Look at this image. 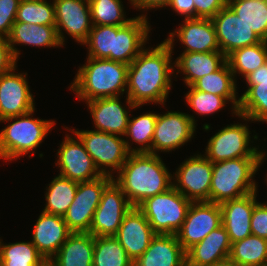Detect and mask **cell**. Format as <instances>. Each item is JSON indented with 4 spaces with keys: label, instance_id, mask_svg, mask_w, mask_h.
<instances>
[{
    "label": "cell",
    "instance_id": "27",
    "mask_svg": "<svg viewBox=\"0 0 267 266\" xmlns=\"http://www.w3.org/2000/svg\"><path fill=\"white\" fill-rule=\"evenodd\" d=\"M226 63V56L221 51L213 52H183L176 58L178 72L181 70L184 83L189 87L198 79L219 70Z\"/></svg>",
    "mask_w": 267,
    "mask_h": 266
},
{
    "label": "cell",
    "instance_id": "18",
    "mask_svg": "<svg viewBox=\"0 0 267 266\" xmlns=\"http://www.w3.org/2000/svg\"><path fill=\"white\" fill-rule=\"evenodd\" d=\"M147 19L142 14L124 26H114V53H110V60L129 65L140 54L151 28Z\"/></svg>",
    "mask_w": 267,
    "mask_h": 266
},
{
    "label": "cell",
    "instance_id": "32",
    "mask_svg": "<svg viewBox=\"0 0 267 266\" xmlns=\"http://www.w3.org/2000/svg\"><path fill=\"white\" fill-rule=\"evenodd\" d=\"M48 186L46 187V204L43 212L64 216L74 200L78 182L58 175Z\"/></svg>",
    "mask_w": 267,
    "mask_h": 266
},
{
    "label": "cell",
    "instance_id": "17",
    "mask_svg": "<svg viewBox=\"0 0 267 266\" xmlns=\"http://www.w3.org/2000/svg\"><path fill=\"white\" fill-rule=\"evenodd\" d=\"M16 67L0 76V120L35 110L27 73H15Z\"/></svg>",
    "mask_w": 267,
    "mask_h": 266
},
{
    "label": "cell",
    "instance_id": "41",
    "mask_svg": "<svg viewBox=\"0 0 267 266\" xmlns=\"http://www.w3.org/2000/svg\"><path fill=\"white\" fill-rule=\"evenodd\" d=\"M190 90L186 93L187 104L200 115H210L221 110L226 102L223 96H218L208 92L196 90L193 86H189Z\"/></svg>",
    "mask_w": 267,
    "mask_h": 266
},
{
    "label": "cell",
    "instance_id": "33",
    "mask_svg": "<svg viewBox=\"0 0 267 266\" xmlns=\"http://www.w3.org/2000/svg\"><path fill=\"white\" fill-rule=\"evenodd\" d=\"M229 257L241 266H267V239L251 234L236 241Z\"/></svg>",
    "mask_w": 267,
    "mask_h": 266
},
{
    "label": "cell",
    "instance_id": "25",
    "mask_svg": "<svg viewBox=\"0 0 267 266\" xmlns=\"http://www.w3.org/2000/svg\"><path fill=\"white\" fill-rule=\"evenodd\" d=\"M134 266H186V251L177 235L156 234Z\"/></svg>",
    "mask_w": 267,
    "mask_h": 266
},
{
    "label": "cell",
    "instance_id": "28",
    "mask_svg": "<svg viewBox=\"0 0 267 266\" xmlns=\"http://www.w3.org/2000/svg\"><path fill=\"white\" fill-rule=\"evenodd\" d=\"M94 236L72 233L48 264L50 266H93Z\"/></svg>",
    "mask_w": 267,
    "mask_h": 266
},
{
    "label": "cell",
    "instance_id": "7",
    "mask_svg": "<svg viewBox=\"0 0 267 266\" xmlns=\"http://www.w3.org/2000/svg\"><path fill=\"white\" fill-rule=\"evenodd\" d=\"M68 130H71L80 138L102 175L114 177L111 172L114 170L118 172L129 154L134 152V148L129 145V140H125L118 135L96 130ZM108 167L110 170L107 171Z\"/></svg>",
    "mask_w": 267,
    "mask_h": 266
},
{
    "label": "cell",
    "instance_id": "22",
    "mask_svg": "<svg viewBox=\"0 0 267 266\" xmlns=\"http://www.w3.org/2000/svg\"><path fill=\"white\" fill-rule=\"evenodd\" d=\"M72 234L63 216L41 212L32 233V244L48 262Z\"/></svg>",
    "mask_w": 267,
    "mask_h": 266
},
{
    "label": "cell",
    "instance_id": "35",
    "mask_svg": "<svg viewBox=\"0 0 267 266\" xmlns=\"http://www.w3.org/2000/svg\"><path fill=\"white\" fill-rule=\"evenodd\" d=\"M47 263L31 241L3 244L0 239V266H45Z\"/></svg>",
    "mask_w": 267,
    "mask_h": 266
},
{
    "label": "cell",
    "instance_id": "26",
    "mask_svg": "<svg viewBox=\"0 0 267 266\" xmlns=\"http://www.w3.org/2000/svg\"><path fill=\"white\" fill-rule=\"evenodd\" d=\"M231 242L221 225L186 251V266H211L230 256Z\"/></svg>",
    "mask_w": 267,
    "mask_h": 266
},
{
    "label": "cell",
    "instance_id": "49",
    "mask_svg": "<svg viewBox=\"0 0 267 266\" xmlns=\"http://www.w3.org/2000/svg\"><path fill=\"white\" fill-rule=\"evenodd\" d=\"M223 3L228 6L231 2L235 1V0H222Z\"/></svg>",
    "mask_w": 267,
    "mask_h": 266
},
{
    "label": "cell",
    "instance_id": "2",
    "mask_svg": "<svg viewBox=\"0 0 267 266\" xmlns=\"http://www.w3.org/2000/svg\"><path fill=\"white\" fill-rule=\"evenodd\" d=\"M113 181L133 207L147 198L166 192L173 186L172 174L158 154L131 152Z\"/></svg>",
    "mask_w": 267,
    "mask_h": 266
},
{
    "label": "cell",
    "instance_id": "21",
    "mask_svg": "<svg viewBox=\"0 0 267 266\" xmlns=\"http://www.w3.org/2000/svg\"><path fill=\"white\" fill-rule=\"evenodd\" d=\"M247 90L240 96L237 115L245 121L267 123V62L246 78Z\"/></svg>",
    "mask_w": 267,
    "mask_h": 266
},
{
    "label": "cell",
    "instance_id": "34",
    "mask_svg": "<svg viewBox=\"0 0 267 266\" xmlns=\"http://www.w3.org/2000/svg\"><path fill=\"white\" fill-rule=\"evenodd\" d=\"M228 6L262 41H267V0H235Z\"/></svg>",
    "mask_w": 267,
    "mask_h": 266
},
{
    "label": "cell",
    "instance_id": "5",
    "mask_svg": "<svg viewBox=\"0 0 267 266\" xmlns=\"http://www.w3.org/2000/svg\"><path fill=\"white\" fill-rule=\"evenodd\" d=\"M34 111L0 120H16L0 131V158L12 161L30 152L34 154L33 150L42 143L55 122L32 118Z\"/></svg>",
    "mask_w": 267,
    "mask_h": 266
},
{
    "label": "cell",
    "instance_id": "9",
    "mask_svg": "<svg viewBox=\"0 0 267 266\" xmlns=\"http://www.w3.org/2000/svg\"><path fill=\"white\" fill-rule=\"evenodd\" d=\"M250 131L245 124H231L219 130L208 141L205 157L212 163L242 157H266L259 147H250Z\"/></svg>",
    "mask_w": 267,
    "mask_h": 266
},
{
    "label": "cell",
    "instance_id": "13",
    "mask_svg": "<svg viewBox=\"0 0 267 266\" xmlns=\"http://www.w3.org/2000/svg\"><path fill=\"white\" fill-rule=\"evenodd\" d=\"M221 225L220 204L209 201L192 202L176 235L182 248L187 251Z\"/></svg>",
    "mask_w": 267,
    "mask_h": 266
},
{
    "label": "cell",
    "instance_id": "48",
    "mask_svg": "<svg viewBox=\"0 0 267 266\" xmlns=\"http://www.w3.org/2000/svg\"><path fill=\"white\" fill-rule=\"evenodd\" d=\"M211 266H241V265L237 264L230 257H228L224 260L216 262L215 264Z\"/></svg>",
    "mask_w": 267,
    "mask_h": 266
},
{
    "label": "cell",
    "instance_id": "14",
    "mask_svg": "<svg viewBox=\"0 0 267 266\" xmlns=\"http://www.w3.org/2000/svg\"><path fill=\"white\" fill-rule=\"evenodd\" d=\"M76 137V140H75ZM66 135L57 152V164L62 177L75 182H86L102 176L80 138Z\"/></svg>",
    "mask_w": 267,
    "mask_h": 266
},
{
    "label": "cell",
    "instance_id": "30",
    "mask_svg": "<svg viewBox=\"0 0 267 266\" xmlns=\"http://www.w3.org/2000/svg\"><path fill=\"white\" fill-rule=\"evenodd\" d=\"M236 81L234 74L226 62L219 70L203 76L192 86L201 92H208L218 96H223L228 102L230 101L233 104L232 111H234V115H237L240 97L236 98Z\"/></svg>",
    "mask_w": 267,
    "mask_h": 266
},
{
    "label": "cell",
    "instance_id": "38",
    "mask_svg": "<svg viewBox=\"0 0 267 266\" xmlns=\"http://www.w3.org/2000/svg\"><path fill=\"white\" fill-rule=\"evenodd\" d=\"M121 0H91L89 1L93 25L124 26L132 20L125 19Z\"/></svg>",
    "mask_w": 267,
    "mask_h": 266
},
{
    "label": "cell",
    "instance_id": "6",
    "mask_svg": "<svg viewBox=\"0 0 267 266\" xmlns=\"http://www.w3.org/2000/svg\"><path fill=\"white\" fill-rule=\"evenodd\" d=\"M191 203L172 186L166 192L147 198L137 208L144 214L155 234L176 235Z\"/></svg>",
    "mask_w": 267,
    "mask_h": 266
},
{
    "label": "cell",
    "instance_id": "24",
    "mask_svg": "<svg viewBox=\"0 0 267 266\" xmlns=\"http://www.w3.org/2000/svg\"><path fill=\"white\" fill-rule=\"evenodd\" d=\"M118 97L98 98L86 102L93 118L96 131L124 136L130 112L121 105Z\"/></svg>",
    "mask_w": 267,
    "mask_h": 266
},
{
    "label": "cell",
    "instance_id": "39",
    "mask_svg": "<svg viewBox=\"0 0 267 266\" xmlns=\"http://www.w3.org/2000/svg\"><path fill=\"white\" fill-rule=\"evenodd\" d=\"M157 120L156 113H144L133 119L129 118L125 136L130 137L133 142L140 144V148L134 149V152L152 153V138Z\"/></svg>",
    "mask_w": 267,
    "mask_h": 266
},
{
    "label": "cell",
    "instance_id": "16",
    "mask_svg": "<svg viewBox=\"0 0 267 266\" xmlns=\"http://www.w3.org/2000/svg\"><path fill=\"white\" fill-rule=\"evenodd\" d=\"M56 17V29L59 40L64 45L66 31L78 43L83 44L88 38L93 24L89 1L86 0H53Z\"/></svg>",
    "mask_w": 267,
    "mask_h": 266
},
{
    "label": "cell",
    "instance_id": "42",
    "mask_svg": "<svg viewBox=\"0 0 267 266\" xmlns=\"http://www.w3.org/2000/svg\"><path fill=\"white\" fill-rule=\"evenodd\" d=\"M21 0H0V37L8 38Z\"/></svg>",
    "mask_w": 267,
    "mask_h": 266
},
{
    "label": "cell",
    "instance_id": "46",
    "mask_svg": "<svg viewBox=\"0 0 267 266\" xmlns=\"http://www.w3.org/2000/svg\"><path fill=\"white\" fill-rule=\"evenodd\" d=\"M168 6L181 16L185 15V19L195 18L193 0H170Z\"/></svg>",
    "mask_w": 267,
    "mask_h": 266
},
{
    "label": "cell",
    "instance_id": "19",
    "mask_svg": "<svg viewBox=\"0 0 267 266\" xmlns=\"http://www.w3.org/2000/svg\"><path fill=\"white\" fill-rule=\"evenodd\" d=\"M155 235L144 214L137 207H132L114 237L134 262L146 251Z\"/></svg>",
    "mask_w": 267,
    "mask_h": 266
},
{
    "label": "cell",
    "instance_id": "37",
    "mask_svg": "<svg viewBox=\"0 0 267 266\" xmlns=\"http://www.w3.org/2000/svg\"><path fill=\"white\" fill-rule=\"evenodd\" d=\"M15 22L56 26L54 3L46 0H21Z\"/></svg>",
    "mask_w": 267,
    "mask_h": 266
},
{
    "label": "cell",
    "instance_id": "36",
    "mask_svg": "<svg viewBox=\"0 0 267 266\" xmlns=\"http://www.w3.org/2000/svg\"><path fill=\"white\" fill-rule=\"evenodd\" d=\"M93 266H134L114 236L94 237Z\"/></svg>",
    "mask_w": 267,
    "mask_h": 266
},
{
    "label": "cell",
    "instance_id": "1",
    "mask_svg": "<svg viewBox=\"0 0 267 266\" xmlns=\"http://www.w3.org/2000/svg\"><path fill=\"white\" fill-rule=\"evenodd\" d=\"M173 48L164 40L154 49H143L129 64L126 89L128 108L136 109L145 103L164 105L172 86Z\"/></svg>",
    "mask_w": 267,
    "mask_h": 266
},
{
    "label": "cell",
    "instance_id": "47",
    "mask_svg": "<svg viewBox=\"0 0 267 266\" xmlns=\"http://www.w3.org/2000/svg\"><path fill=\"white\" fill-rule=\"evenodd\" d=\"M131 5L135 9H142V10H148V9H156L168 6L170 0H130L129 1Z\"/></svg>",
    "mask_w": 267,
    "mask_h": 266
},
{
    "label": "cell",
    "instance_id": "4",
    "mask_svg": "<svg viewBox=\"0 0 267 266\" xmlns=\"http://www.w3.org/2000/svg\"><path fill=\"white\" fill-rule=\"evenodd\" d=\"M264 157H242L213 163L210 202L221 204L257 191L252 177Z\"/></svg>",
    "mask_w": 267,
    "mask_h": 266
},
{
    "label": "cell",
    "instance_id": "3",
    "mask_svg": "<svg viewBox=\"0 0 267 266\" xmlns=\"http://www.w3.org/2000/svg\"><path fill=\"white\" fill-rule=\"evenodd\" d=\"M85 64L79 67L70 85L77 98L89 102L98 98L118 97L126 91L129 65L92 57H87Z\"/></svg>",
    "mask_w": 267,
    "mask_h": 266
},
{
    "label": "cell",
    "instance_id": "12",
    "mask_svg": "<svg viewBox=\"0 0 267 266\" xmlns=\"http://www.w3.org/2000/svg\"><path fill=\"white\" fill-rule=\"evenodd\" d=\"M195 122L193 116L182 112L167 111L164 115L157 114L152 154H157L160 150L172 151L191 140L196 129Z\"/></svg>",
    "mask_w": 267,
    "mask_h": 266
},
{
    "label": "cell",
    "instance_id": "8",
    "mask_svg": "<svg viewBox=\"0 0 267 266\" xmlns=\"http://www.w3.org/2000/svg\"><path fill=\"white\" fill-rule=\"evenodd\" d=\"M113 178L109 175H102L97 179L78 183L74 200L63 216L72 233H89L102 192Z\"/></svg>",
    "mask_w": 267,
    "mask_h": 266
},
{
    "label": "cell",
    "instance_id": "29",
    "mask_svg": "<svg viewBox=\"0 0 267 266\" xmlns=\"http://www.w3.org/2000/svg\"><path fill=\"white\" fill-rule=\"evenodd\" d=\"M7 39L16 60H18L20 55V51L14 47L16 44L33 45L36 47L63 46L59 40L56 26L15 22Z\"/></svg>",
    "mask_w": 267,
    "mask_h": 266
},
{
    "label": "cell",
    "instance_id": "43",
    "mask_svg": "<svg viewBox=\"0 0 267 266\" xmlns=\"http://www.w3.org/2000/svg\"><path fill=\"white\" fill-rule=\"evenodd\" d=\"M250 227L252 235L267 239V203L257 202L255 204Z\"/></svg>",
    "mask_w": 267,
    "mask_h": 266
},
{
    "label": "cell",
    "instance_id": "40",
    "mask_svg": "<svg viewBox=\"0 0 267 266\" xmlns=\"http://www.w3.org/2000/svg\"><path fill=\"white\" fill-rule=\"evenodd\" d=\"M84 44L88 57L110 60V53H114V26L93 25Z\"/></svg>",
    "mask_w": 267,
    "mask_h": 266
},
{
    "label": "cell",
    "instance_id": "45",
    "mask_svg": "<svg viewBox=\"0 0 267 266\" xmlns=\"http://www.w3.org/2000/svg\"><path fill=\"white\" fill-rule=\"evenodd\" d=\"M17 60L12 54L8 39L0 37V76L16 66Z\"/></svg>",
    "mask_w": 267,
    "mask_h": 266
},
{
    "label": "cell",
    "instance_id": "44",
    "mask_svg": "<svg viewBox=\"0 0 267 266\" xmlns=\"http://www.w3.org/2000/svg\"><path fill=\"white\" fill-rule=\"evenodd\" d=\"M195 18L212 19L226 5L222 0H193Z\"/></svg>",
    "mask_w": 267,
    "mask_h": 266
},
{
    "label": "cell",
    "instance_id": "10",
    "mask_svg": "<svg viewBox=\"0 0 267 266\" xmlns=\"http://www.w3.org/2000/svg\"><path fill=\"white\" fill-rule=\"evenodd\" d=\"M203 156V157H202ZM213 163L204 155H194L177 168L173 187L192 202L209 201Z\"/></svg>",
    "mask_w": 267,
    "mask_h": 266
},
{
    "label": "cell",
    "instance_id": "20",
    "mask_svg": "<svg viewBox=\"0 0 267 266\" xmlns=\"http://www.w3.org/2000/svg\"><path fill=\"white\" fill-rule=\"evenodd\" d=\"M174 32H171L165 41L173 47L174 36L186 47L184 52H213L220 51L215 27L211 19L190 18Z\"/></svg>",
    "mask_w": 267,
    "mask_h": 266
},
{
    "label": "cell",
    "instance_id": "11",
    "mask_svg": "<svg viewBox=\"0 0 267 266\" xmlns=\"http://www.w3.org/2000/svg\"><path fill=\"white\" fill-rule=\"evenodd\" d=\"M132 207L125 193L112 180L102 192L89 233L94 237L115 236L124 216Z\"/></svg>",
    "mask_w": 267,
    "mask_h": 266
},
{
    "label": "cell",
    "instance_id": "15",
    "mask_svg": "<svg viewBox=\"0 0 267 266\" xmlns=\"http://www.w3.org/2000/svg\"><path fill=\"white\" fill-rule=\"evenodd\" d=\"M211 20L220 51L226 57L237 49L262 42L229 6L222 8Z\"/></svg>",
    "mask_w": 267,
    "mask_h": 266
},
{
    "label": "cell",
    "instance_id": "23",
    "mask_svg": "<svg viewBox=\"0 0 267 266\" xmlns=\"http://www.w3.org/2000/svg\"><path fill=\"white\" fill-rule=\"evenodd\" d=\"M257 191L220 204L222 225L228 233L231 244L251 235L250 221Z\"/></svg>",
    "mask_w": 267,
    "mask_h": 266
},
{
    "label": "cell",
    "instance_id": "31",
    "mask_svg": "<svg viewBox=\"0 0 267 266\" xmlns=\"http://www.w3.org/2000/svg\"><path fill=\"white\" fill-rule=\"evenodd\" d=\"M230 70L235 75L241 74L246 78L265 62H267V41L245 46L231 52L226 57Z\"/></svg>",
    "mask_w": 267,
    "mask_h": 266
}]
</instances>
